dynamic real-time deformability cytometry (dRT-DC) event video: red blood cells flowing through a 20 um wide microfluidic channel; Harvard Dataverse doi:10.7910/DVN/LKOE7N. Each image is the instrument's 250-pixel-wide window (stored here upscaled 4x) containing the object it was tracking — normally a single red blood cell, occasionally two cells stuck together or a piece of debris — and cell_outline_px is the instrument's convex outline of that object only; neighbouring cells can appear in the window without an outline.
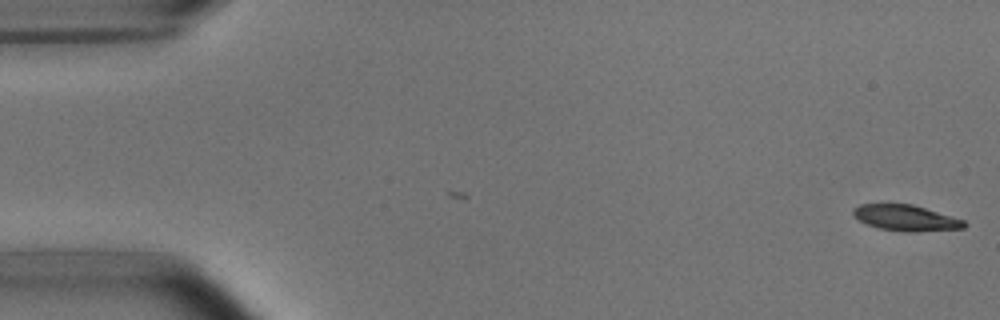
{"species": "common noctule bat (a hibernating species)", "species_latin": "Nyctalus noctula", "temperature_condition": "room temperature", "stored_images_in_passage": 53, "camera_frame_rate_fps": 3000, "um_per_image_px": 0.085, "animal": {"sex": "male", "body_mass_g": 15.6}, "frame": {"image": 1, "passage_image": 1, "time_ms": 0.0, "image_size_px": [1000, 320], "cell_outline_px": [[968, 224], [964, 228], [912, 232], [908, 232], [880, 228], [868, 224], [852, 216], [852, 208], [860, 204], [912, 204], [964, 220]], "centroid_in_image_um": [76.98, 18.52], "position_along_channel_um": 8.0, "area_um2": 16.59}}
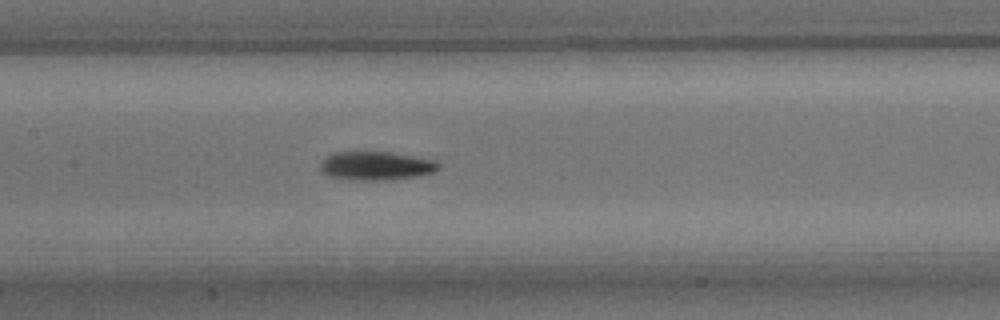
{"frame": {"image": 2, "passage_image": 25, "time_ms": 8.0, "image_size_px": [1000, 320], "cell_outline_px": [[440, 168], [432, 172], [420, 176], [392, 180], [348, 180], [328, 176], [320, 168], [320, 164], [332, 152], [388, 152], [436, 160], [440, 164]], "centroid_in_image_um": [31.99, 14.11], "position_along_channel_um": 175.4, "area_um2": 19.83}}
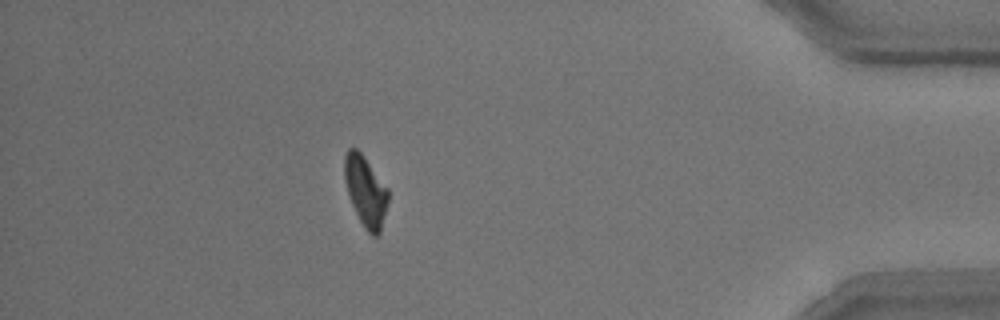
{"frame": {"image": 3, "passage_image": 47, "time_ms": 15.333, "image_size_px": [1000, 320], "cell_outline_px": [[388, 200], [380, 232], [376, 236], [372, 236], [364, 228], [348, 196], [344, 176], [344, 156], [348, 148], [356, 148], [360, 152], [388, 188]], "centroid_in_image_um": [31.06, 16.24], "position_along_channel_um": 404.1, "area_um2": 17.69}, "authors_computed_cell_mechanics": {"area_um2": 18.4382, "velocity_mm_per_s": 3.7474, "shape_relaxation_time_tau1_ms": 2.5117, "shape_relaxation_time_tau2_ms": 9.3353, "deformation_change_tau1": 0.142, "deformation_change_tau2": 0.1669}}